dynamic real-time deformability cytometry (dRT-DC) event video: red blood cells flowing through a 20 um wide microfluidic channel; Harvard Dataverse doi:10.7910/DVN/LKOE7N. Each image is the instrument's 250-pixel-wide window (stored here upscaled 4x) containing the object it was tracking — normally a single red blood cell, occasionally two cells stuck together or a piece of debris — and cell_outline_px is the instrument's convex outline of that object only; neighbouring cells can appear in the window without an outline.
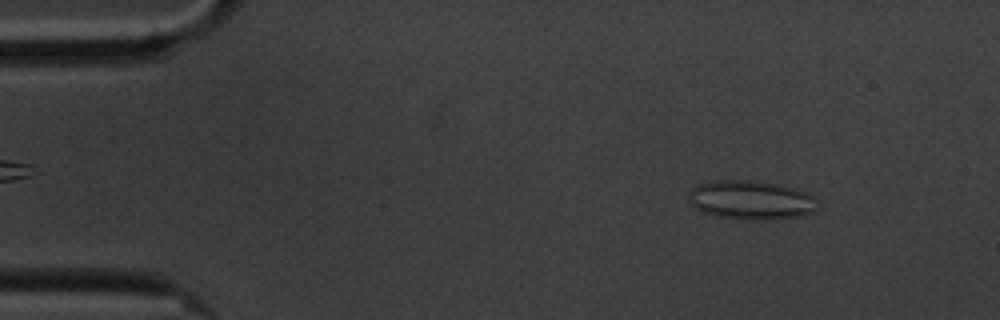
{"species": "common noctule bat (a hibernating species)", "species_latin": "Nyctalus noctula", "temperature_condition": "cold", "stored_images_in_passage": 13, "camera_frame_rate_fps": 3000, "um_per_image_px": 0.085, "animal": {"sex": "male", "body_mass_g": 20.1, "forearm_length_mm": 53.5}, "frame": {"image": 1, "passage_image": 6, "time_ms": 1.667, "image_size_px": [1000, 320], "cell_outline_px": [[820, 208], [804, 216], [756, 220], [716, 216], [704, 212], [696, 208], [688, 200], [692, 188], [700, 184], [712, 180], [756, 180], [780, 184], [796, 188], [812, 196]], "centroid_in_image_um": [63.87, 16.99], "position_along_channel_um": 21.1, "area_um2": 29.3}}